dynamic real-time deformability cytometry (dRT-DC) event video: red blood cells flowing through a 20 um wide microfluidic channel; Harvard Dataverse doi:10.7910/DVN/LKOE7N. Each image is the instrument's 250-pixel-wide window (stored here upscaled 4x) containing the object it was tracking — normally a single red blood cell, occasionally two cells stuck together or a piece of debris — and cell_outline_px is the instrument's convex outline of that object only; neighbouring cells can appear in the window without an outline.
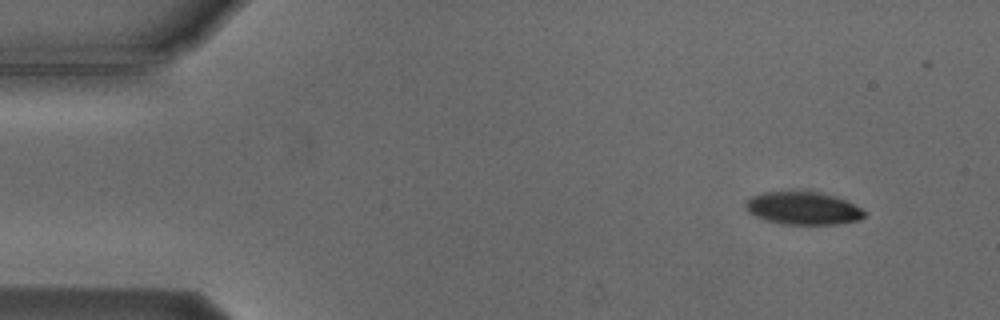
{"species": "Egyptian fruit bat (a non-hibernating species)", "species_latin": "Rousettus aegyptiacus", "temperature_condition": "cold", "stored_images_in_passage": 4, "camera_frame_rate_fps": 3000, "um_per_image_px": 0.085, "animal": {"sex": "male"}, "frame": {"image": 1, "passage_image": 1, "time_ms": 0.0, "image_size_px": [1000, 320], "cell_outline_px": [[868, 212], [860, 220], [840, 224], [780, 224], [756, 216], [748, 212], [744, 208], [744, 204], [752, 196], [764, 192], [816, 192], [848, 200]], "centroid_in_image_um": [68.3, 17.71], "position_along_channel_um": 16.7, "area_um2": 22.66}}
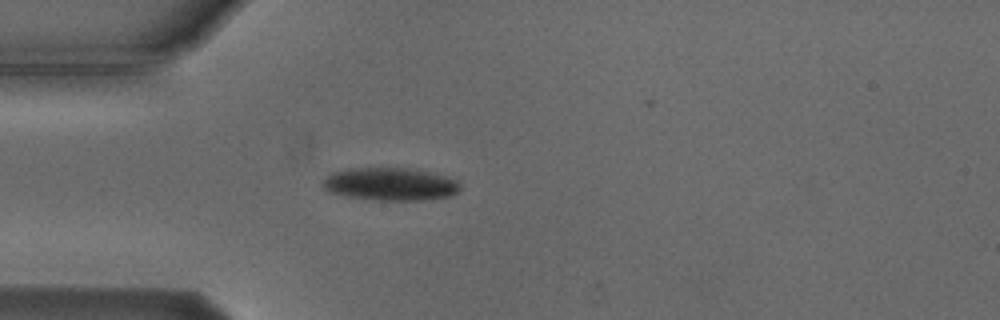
{"frame": {"image": 2, "passage_image": 4, "time_ms": 3.333, "image_size_px": [1000, 320], "cell_outline_px": [[460, 188], [456, 192], [448, 196], [424, 200], [376, 200], [344, 196], [328, 192], [324, 188], [324, 180], [332, 172], [348, 168], [408, 168], [428, 172], [444, 176], [456, 180], [460, 184]], "centroid_in_image_um": [33.14, 15.65], "position_along_channel_um": 51.9, "area_um2": 26.07}}